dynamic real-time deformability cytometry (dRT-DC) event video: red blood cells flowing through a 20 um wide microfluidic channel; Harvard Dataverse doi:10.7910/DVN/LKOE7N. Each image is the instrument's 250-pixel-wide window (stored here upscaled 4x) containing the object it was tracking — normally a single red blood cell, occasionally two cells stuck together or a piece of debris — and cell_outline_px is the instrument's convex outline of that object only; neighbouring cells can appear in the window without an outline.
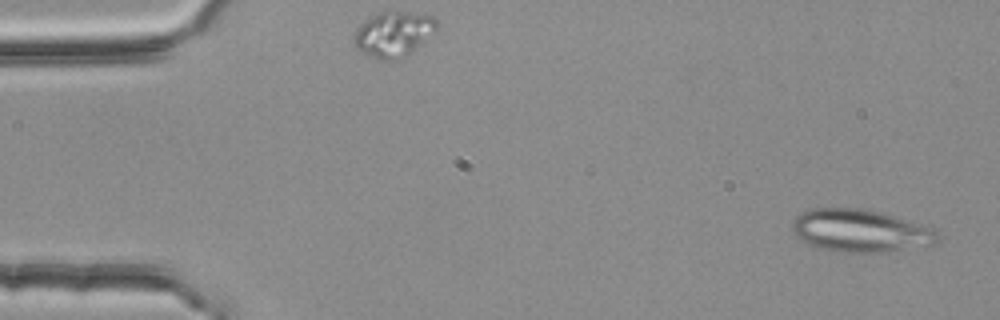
{"species": "common noctule bat (a hibernating species)", "species_latin": "Nyctalus noctula", "temperature_condition": "room temperature", "stored_images_in_passage": 4, "camera_frame_rate_fps": 3000, "um_per_image_px": 0.085, "animal": {"sex": "female", "body_mass_g": 25.1}, "frame": {"image": 1, "passage_image": 1, "time_ms": 0.0, "image_size_px": [1000, 320], "cell_outline_px": [[940, 240], [936, 244], [888, 252], [840, 252], [820, 248], [808, 244], [800, 240], [796, 236], [792, 228], [792, 224], [796, 216], [800, 212], [812, 208], [864, 208], [884, 212], [932, 228], [936, 232]], "centroid_in_image_um": [73.13, 19.61], "position_along_channel_um": 11.9, "area_um2": 36.41}}